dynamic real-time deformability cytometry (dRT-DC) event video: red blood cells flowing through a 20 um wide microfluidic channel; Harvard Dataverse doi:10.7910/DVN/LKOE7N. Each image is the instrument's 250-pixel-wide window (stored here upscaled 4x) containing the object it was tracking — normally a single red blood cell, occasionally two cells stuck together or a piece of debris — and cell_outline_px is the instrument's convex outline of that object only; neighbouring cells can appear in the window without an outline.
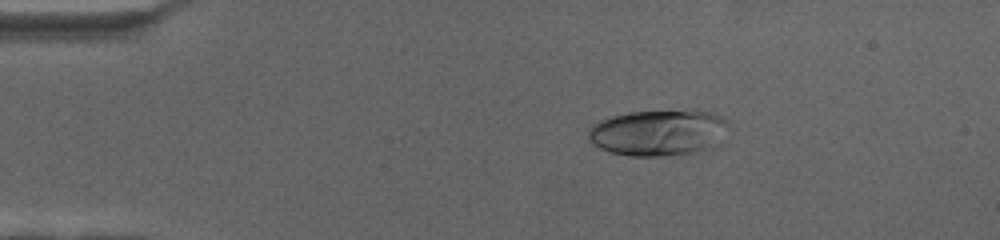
{"species": "human", "species_latin": "Homo sapiens", "temperature_condition": "cold", "stored_images_in_passage": 61, "camera_frame_rate_fps": 3000, "um_per_image_px": 0.085, "donor": {"sex": "female"}, "frame": {"image": 1, "passage_image": 5, "time_ms": 1.333, "image_size_px": [1000, 240], "cell_outline_px": [[728, 124], [724, 144], [712, 148], [696, 152], [664, 156], [628, 156], [612, 152], [600, 148], [588, 136], [588, 128], [592, 124], [600, 120], [612, 116], [628, 112], [692, 108], [696, 108], [712, 112], [728, 120]], "centroid_in_image_um": [56.08, 11.24], "position_along_channel_um": 28.9, "area_um2": 38.96}}
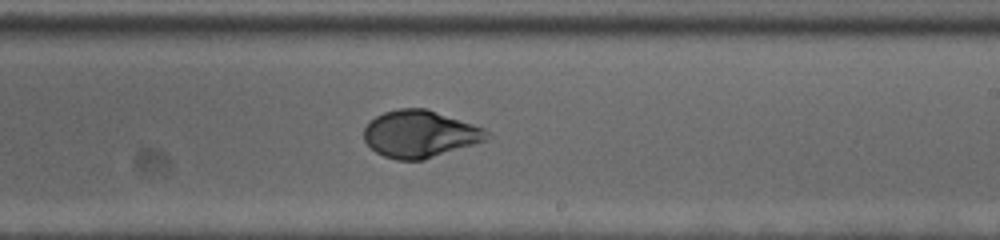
{"frame": {"image": 2, "passage_image": 34, "time_ms": 11.0, "image_size_px": [1000, 240], "cell_outline_px": [[492, 136], [484, 140], [424, 160], [396, 160], [384, 156], [376, 152], [364, 140], [364, 128], [376, 116], [384, 112], [400, 108], [424, 108], [484, 128]], "centroid_in_image_um": [35.66, 11.39], "position_along_channel_um": 253.3, "area_um2": 33.23}}
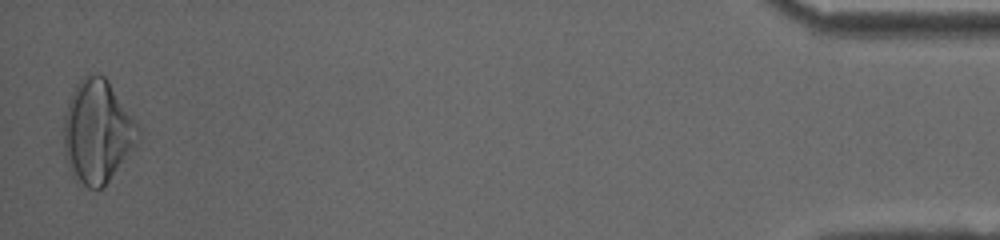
{"frame": {"image": 3, "passage_image": 60, "time_ms": 19.667, "image_size_px": [1000, 240], "cell_outline_px": [[140, 140], [108, 180], [100, 188], [88, 188], [80, 180], [68, 164], [64, 148], [64, 116], [68, 104], [76, 84], [80, 80], [88, 76], [104, 76], [108, 80], [132, 116], [140, 132]], "centroid_in_image_um": [8.29, 11.16], "position_along_channel_um": 426.9, "area_um2": 43.29}}